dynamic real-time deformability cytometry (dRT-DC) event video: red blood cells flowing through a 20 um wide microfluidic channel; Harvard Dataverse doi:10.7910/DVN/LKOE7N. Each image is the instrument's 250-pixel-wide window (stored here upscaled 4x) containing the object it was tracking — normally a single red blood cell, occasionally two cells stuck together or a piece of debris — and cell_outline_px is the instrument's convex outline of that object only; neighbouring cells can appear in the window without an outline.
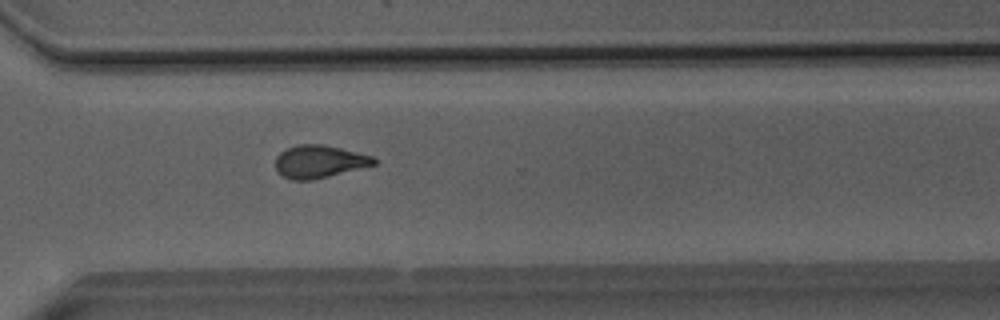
{"species": "Egyptian fruit bat (a non-hibernating species)", "species_latin": "Rousettus aegyptiacus", "temperature_condition": "room temperature", "stored_images_in_passage": 36, "camera_frame_rate_fps": 3000, "um_per_image_px": 0.085, "animal": {"sex": "male"}, "frame": {"image": 1, "passage_image": 21, "time_ms": 6.667, "image_size_px": [1000, 320], "cell_outline_px": [[376, 164], [312, 180], [292, 180], [276, 172], [276, 156], [280, 152], [288, 148], [300, 144], [320, 144], [340, 148], [372, 156], [376, 160]], "centroid_in_image_um": [27.1, 13.73], "position_along_channel_um": 343.5, "area_um2": 18.5}}
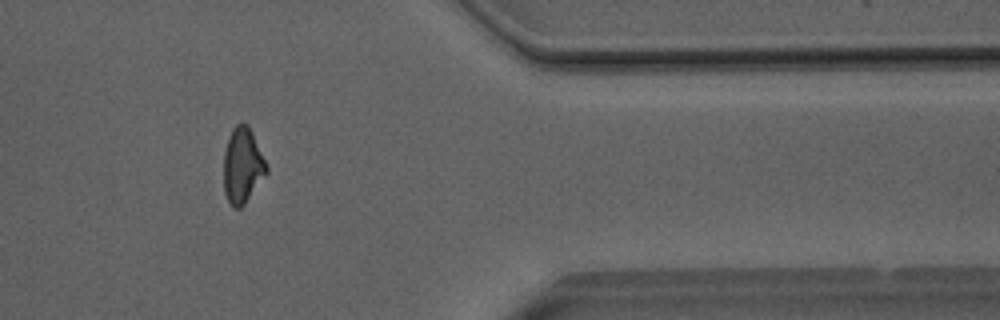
{"frame": {"image": 2, "passage_image": 26, "time_ms": 8.333, "image_size_px": [1000, 320], "cell_outline_px": [[268, 172], [244, 204], [240, 208], [232, 208], [224, 192], [224, 152], [232, 128], [236, 124], [248, 124], [252, 132], [268, 168]], "centroid_in_image_um": [20.61, 14.09], "position_along_channel_um": 390.8, "area_um2": 18.61}}
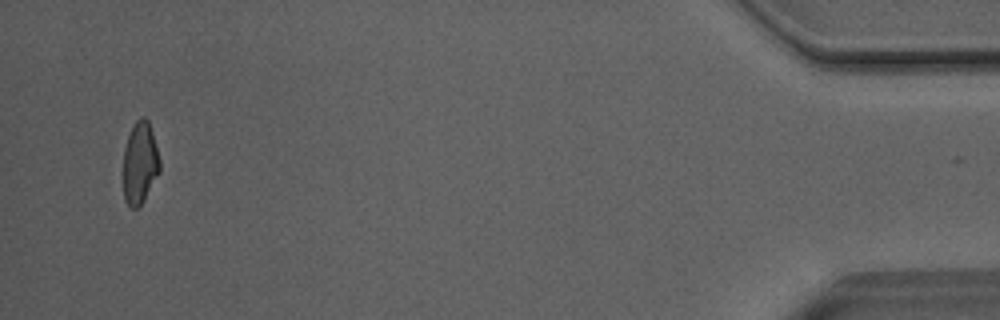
{"frame": {"image": 3, "passage_image": 33, "time_ms": 10.667, "image_size_px": [1000, 320], "cell_outline_px": [[160, 172], [140, 208], [132, 208], [124, 200], [124, 148], [128, 136], [136, 120], [140, 116], [144, 116], [148, 120], [152, 132], [160, 160]], "centroid_in_image_um": [11.9, 13.88], "position_along_channel_um": 423.3, "area_um2": 17.51}, "authors_computed_cell_mechanics": {"area_um2": 18.5249, "velocity_mm_per_s": 4.0697, "shape_relaxation_time_tau1_ms": 11.1906, "shape_relaxation_time_tau2_ms": 2.3036, "deformation_change_tau1": 0.2444, "deformation_change_tau2": 0.1007}}